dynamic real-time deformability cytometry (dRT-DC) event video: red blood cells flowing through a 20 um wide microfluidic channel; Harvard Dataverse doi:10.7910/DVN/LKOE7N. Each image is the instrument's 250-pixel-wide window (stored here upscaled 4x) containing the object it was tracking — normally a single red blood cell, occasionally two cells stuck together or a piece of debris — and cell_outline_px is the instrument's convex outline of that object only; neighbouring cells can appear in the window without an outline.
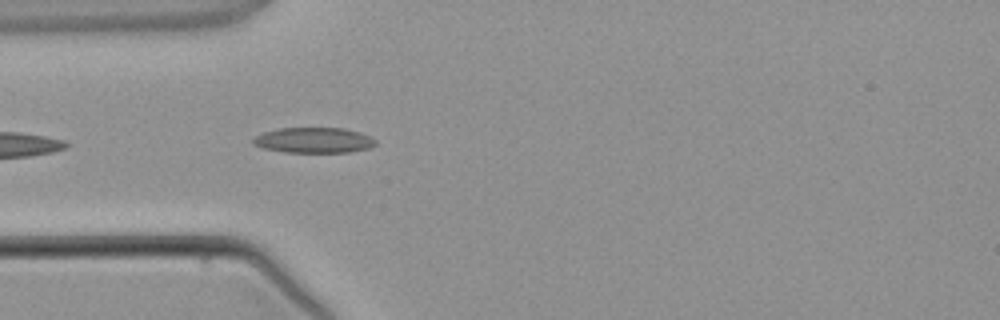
{"species": "common noctule bat (a hibernating species)", "species_latin": "Nyctalus noctula", "temperature_condition": "warm", "stored_images_in_passage": 3, "camera_frame_rate_fps": 3000, "um_per_image_px": 0.085, "animal": {"sex": "male", "body_mass_g": 21.5, "forearm_length_mm": 52.0}, "frame": {"image": 1, "passage_image": 3, "time_ms": 3.333, "image_size_px": [1000, 320], "cell_outline_px": [[376, 144], [372, 148], [348, 152], [284, 152], [264, 148], [252, 144], [252, 140], [256, 136], [264, 132], [280, 128], [344, 128], [360, 132], [376, 140]], "centroid_in_image_um": [26.69, 11.92], "position_along_channel_um": 58.3, "area_um2": 18.15}}